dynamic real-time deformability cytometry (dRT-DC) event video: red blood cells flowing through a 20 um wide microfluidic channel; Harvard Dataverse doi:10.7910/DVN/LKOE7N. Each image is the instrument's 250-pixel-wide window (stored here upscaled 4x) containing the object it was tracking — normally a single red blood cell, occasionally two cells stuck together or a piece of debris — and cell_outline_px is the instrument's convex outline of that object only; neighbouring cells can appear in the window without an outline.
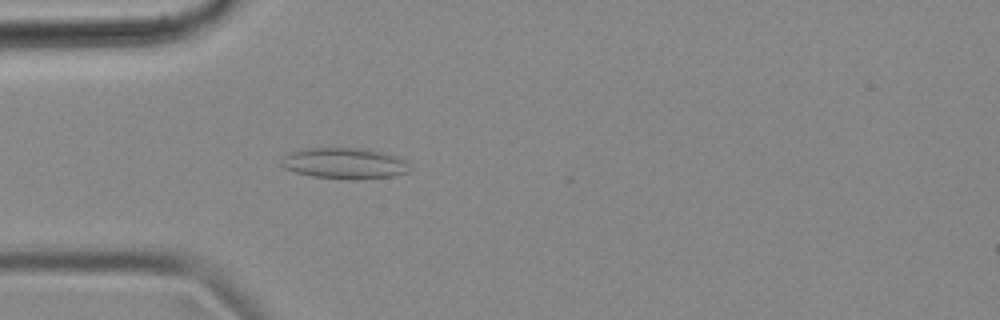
{"species": "common noctule bat (a hibernating species)", "species_latin": "Nyctalus noctula", "temperature_condition": "cold", "stored_images_in_passage": 47, "camera_frame_rate_fps": 3000, "um_per_image_px": 0.085, "animal": {"sex": "female", "body_mass_g": 18.4}, "frame": {"image": 1, "passage_image": 8, "time_ms": 2.333, "image_size_px": [1000, 320], "cell_outline_px": [[408, 172], [396, 176], [356, 180], [312, 176], [296, 172], [284, 168], [280, 164], [280, 160], [288, 152], [304, 148], [364, 148], [388, 152], [404, 160], [408, 164]], "centroid_in_image_um": [29.28, 13.87], "position_along_channel_um": 55.7, "area_um2": 23.52}}
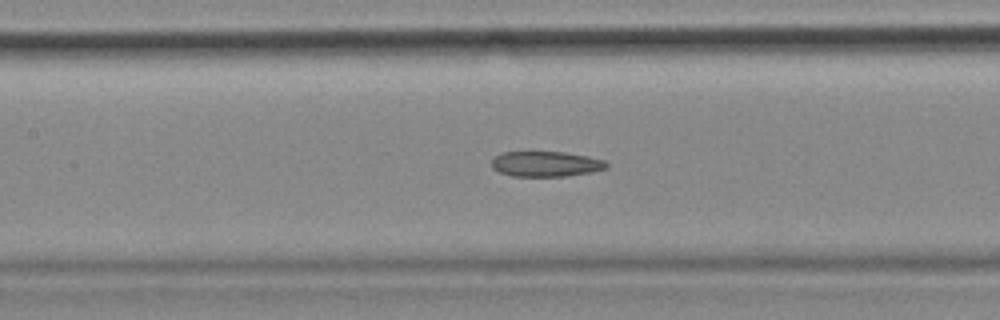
{"frame": {"image": 2, "passage_image": 17, "time_ms": 5.333, "image_size_px": [1000, 320], "cell_outline_px": [[608, 168], [592, 172], [568, 176], [512, 176], [500, 172], [492, 168], [492, 160], [496, 156], [504, 152], [564, 152], [588, 156], [604, 160], [608, 164]], "centroid_in_image_um": [46.43, 13.94], "position_along_channel_um": 161.0, "area_um2": 16.94}}
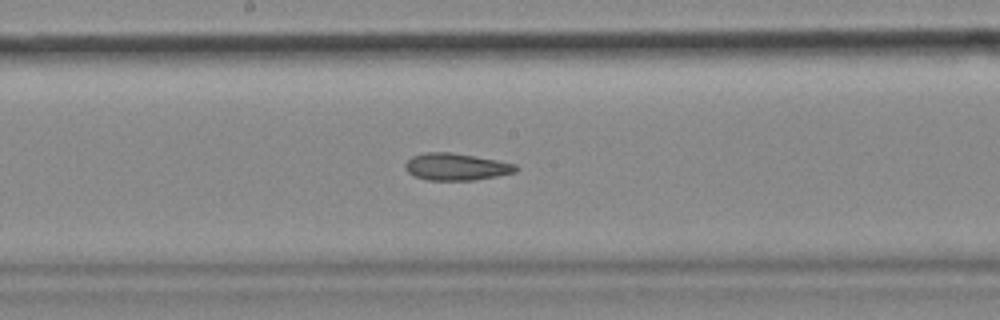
{"frame": {"image": 3, "passage_image": 21, "time_ms": 6.667, "image_size_px": [1000, 320], "cell_outline_px": [[520, 168], [516, 172], [496, 176], [472, 180], [428, 180], [412, 176], [404, 168], [404, 164], [412, 156], [424, 152], [452, 152], [496, 160], [516, 164]], "centroid_in_image_um": [38.75, 14.17], "position_along_channel_um": 209.5, "area_um2": 17.51}, "authors_computed_cell_mechanics": {"area_um2": 18.0336, "velocity_mm_per_s": 3.6482, "shape_relaxation_time_tau1_ms": null, "shape_relaxation_time_tau2_ms": 4.5219, "deformation_change_tau1": null, "deformation_change_tau2": 0.1192}}